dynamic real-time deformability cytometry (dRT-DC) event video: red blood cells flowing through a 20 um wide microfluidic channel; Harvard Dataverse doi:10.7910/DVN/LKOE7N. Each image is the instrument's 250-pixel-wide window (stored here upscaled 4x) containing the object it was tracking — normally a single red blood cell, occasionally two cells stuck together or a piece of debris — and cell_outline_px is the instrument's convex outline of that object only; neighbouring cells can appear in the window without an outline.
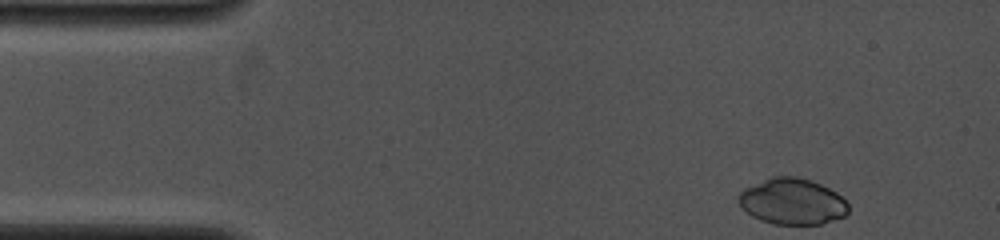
{"species": "common noctule bat (a hibernating species)", "species_latin": "Nyctalus noctula", "temperature_condition": "cold", "stored_images_in_passage": 4, "camera_frame_rate_fps": 4000, "um_per_image_px": 0.085, "animal": {"sex": "female", "body_mass_g": 19.0, "forearm_length_mm": 53.3}, "frame": {"image": 1, "passage_image": 1, "time_ms": 0.0, "image_size_px": [1000, 240], "cell_outline_px": [[848, 212], [844, 216], [820, 224], [772, 224], [760, 220], [752, 216], [740, 204], [736, 196], [744, 188], [772, 176], [796, 176], [812, 180], [836, 192], [848, 204]], "centroid_in_image_um": [67.32, 17.12], "position_along_channel_um": 17.7, "area_um2": 29.42}}